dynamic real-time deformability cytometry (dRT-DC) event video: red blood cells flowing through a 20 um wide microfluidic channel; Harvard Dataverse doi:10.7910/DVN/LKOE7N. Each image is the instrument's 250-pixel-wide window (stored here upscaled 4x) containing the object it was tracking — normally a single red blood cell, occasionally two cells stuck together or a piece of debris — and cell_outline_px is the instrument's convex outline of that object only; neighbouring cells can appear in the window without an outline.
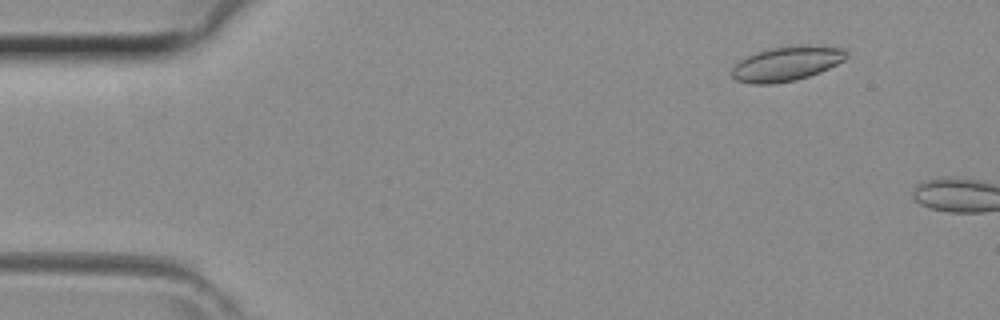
{"species": "common noctule bat (a hibernating species)", "species_latin": "Nyctalus noctula", "temperature_condition": "room temperature", "stored_images_in_passage": 7, "camera_frame_rate_fps": 3000, "um_per_image_px": 0.085, "animal": {"sex": "female", "body_mass_g": 29.2, "forearm_length_mm": 56.3}, "frame": {"image": 1, "passage_image": 5, "time_ms": 1.333, "image_size_px": [1000, 320], "cell_outline_px": [[848, 56], [844, 60], [820, 72], [796, 80], [772, 84], [752, 84], [736, 80], [732, 76], [732, 68], [740, 60], [756, 52], [772, 48], [844, 48], [848, 52]], "centroid_in_image_um": [66.8, 5.47], "position_along_channel_um": 18.2, "area_um2": 22.02}}